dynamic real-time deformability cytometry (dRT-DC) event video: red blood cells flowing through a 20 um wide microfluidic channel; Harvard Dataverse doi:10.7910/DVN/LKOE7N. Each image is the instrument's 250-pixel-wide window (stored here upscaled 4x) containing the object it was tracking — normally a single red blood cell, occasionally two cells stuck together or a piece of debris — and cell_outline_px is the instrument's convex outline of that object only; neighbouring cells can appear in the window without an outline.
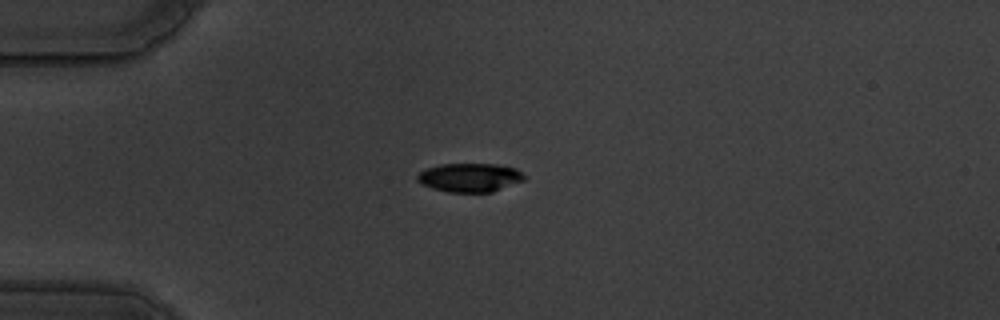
{"species": "common noctule bat (a hibernating species)", "species_latin": "Nyctalus noctula", "temperature_condition": "warm", "stored_images_in_passage": 44, "camera_frame_rate_fps": 3000, "um_per_image_px": 0.085, "animal": {"sex": "male", "body_mass_g": 19.5, "forearm_length_mm": 54.6}, "frame": {"image": 1, "passage_image": 1, "time_ms": 0.0, "image_size_px": [1000, 320], "cell_outline_px": [[524, 180], [492, 192], [448, 192], [432, 188], [420, 184], [416, 180], [416, 176], [420, 172], [428, 168], [440, 164], [496, 164], [516, 168], [524, 176]], "centroid_in_image_um": [39.9, 15.09], "position_along_channel_um": 45.1, "area_um2": 17.86}}
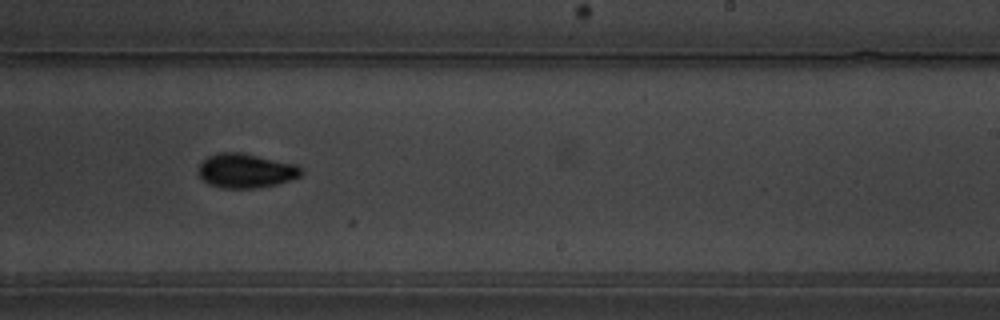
{"frame": {"image": 2, "passage_image": 22, "time_ms": 7.0, "image_size_px": [1000, 320], "cell_outline_px": [[304, 172], [300, 176], [292, 180], [276, 184], [252, 188], [220, 188], [208, 184], [196, 172], [196, 168], [208, 156], [220, 152], [240, 152], [296, 164], [304, 168]], "centroid_in_image_um": [20.89, 14.51], "position_along_channel_um": 268.1, "area_um2": 20.75}}
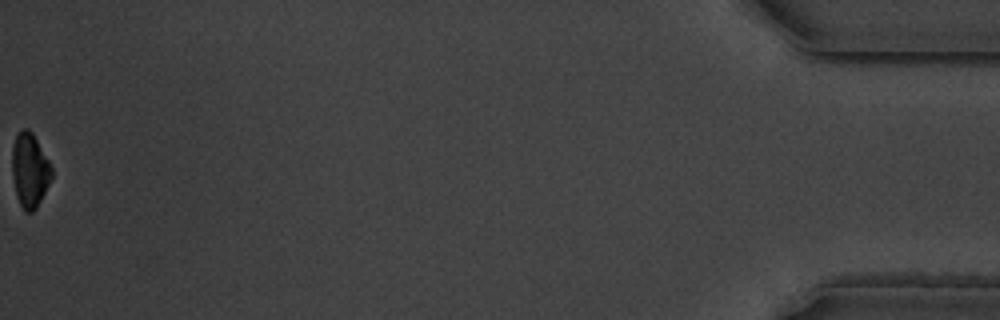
{"frame": {"image": 3, "passage_image": 44, "time_ms": 14.333, "image_size_px": [1000, 320], "cell_outline_px": [[52, 176], [36, 208], [32, 212], [24, 212], [16, 196], [12, 176], [12, 144], [16, 136], [24, 128], [28, 128], [32, 132], [48, 160], [52, 168]], "centroid_in_image_um": [2.5, 14.47], "position_along_channel_um": 432.7, "area_um2": 16.94}, "authors_computed_cell_mechanics": {"area_um2": 19.8543, "velocity_mm_per_s": 3.5233, "shape_relaxation_time_tau1_ms": 3.348, "shape_relaxation_time_tau2_ms": 5.1211, "deformation_change_tau1": 0.1299, "deformation_change_tau2": 0.074}}